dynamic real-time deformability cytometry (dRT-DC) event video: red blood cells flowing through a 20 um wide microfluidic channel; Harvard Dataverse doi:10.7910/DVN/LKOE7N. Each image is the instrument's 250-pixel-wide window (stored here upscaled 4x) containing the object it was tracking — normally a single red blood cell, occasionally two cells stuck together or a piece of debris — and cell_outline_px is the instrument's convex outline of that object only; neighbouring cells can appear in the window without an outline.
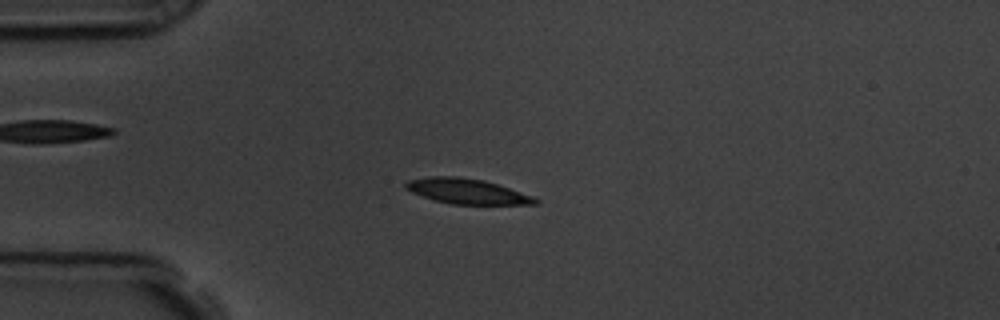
{"species": "common noctule bat (a hibernating species)", "species_latin": "Nyctalus noctula", "temperature_condition": "room temperature", "stored_images_in_passage": 56, "camera_frame_rate_fps": 3000, "um_per_image_px": 0.085, "animal": {"sex": "male", "body_mass_g": 19.5, "forearm_length_mm": 54.6}, "frame": {"image": 1, "passage_image": 14, "time_ms": 4.333, "image_size_px": [1000, 320], "cell_outline_px": [[540, 204], [452, 204], [436, 200], [412, 192], [404, 188], [404, 184], [408, 180], [428, 176], [456, 176], [484, 180], [532, 196], [540, 200]], "centroid_in_image_um": [39.68, 16.25], "position_along_channel_um": 45.3, "area_um2": 18.79}}
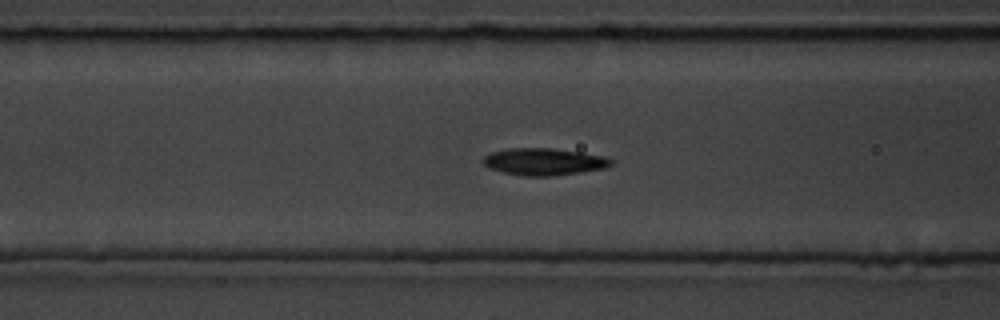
{"frame": {"image": 2, "passage_image": 22, "time_ms": 7.0, "image_size_px": [1000, 320], "cell_outline_px": [[616, 160], [612, 164], [604, 168], [580, 172], [548, 176], [524, 176], [504, 172], [488, 168], [480, 160], [484, 156], [492, 152], [508, 148], [552, 148], [580, 152], [604, 156]], "centroid_in_image_um": [46.22, 13.74], "position_along_channel_um": 120.4, "area_um2": 20.17}}
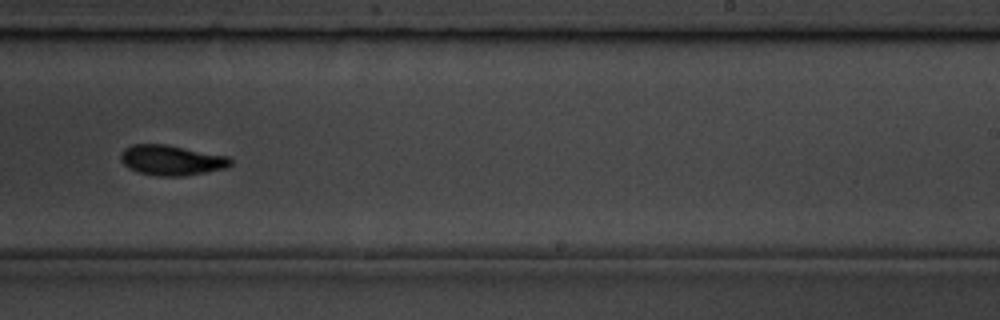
{"frame": {"image": 3, "passage_image": 35, "time_ms": 11.333, "image_size_px": [1000, 320], "cell_outline_px": [[232, 164], [228, 168], [184, 176], [156, 176], [140, 172], [128, 168], [120, 160], [120, 152], [124, 148], [132, 144], [168, 144], [228, 156], [232, 160]], "centroid_in_image_um": [14.58, 13.61], "position_along_channel_um": 274.4, "area_um2": 19.59}, "authors_computed_cell_mechanics": {"area_um2": 19.074, "velocity_mm_per_s": 3.5597, "shape_relaxation_time_tau1_ms": 3.5179, "shape_relaxation_time_tau2_ms": 4.0917, "deformation_change_tau1": 0.1539, "deformation_change_tau2": 0.0688}}